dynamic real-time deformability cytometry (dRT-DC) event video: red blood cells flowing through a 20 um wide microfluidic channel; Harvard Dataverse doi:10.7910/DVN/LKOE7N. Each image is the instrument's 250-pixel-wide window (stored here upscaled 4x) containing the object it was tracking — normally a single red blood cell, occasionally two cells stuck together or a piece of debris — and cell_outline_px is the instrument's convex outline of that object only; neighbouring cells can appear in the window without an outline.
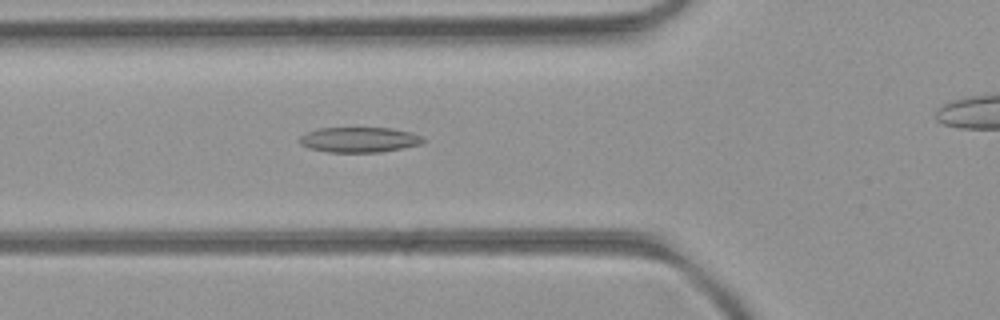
{"species": "common noctule bat (a hibernating species)", "species_latin": "Nyctalus noctula", "temperature_condition": "room temperature", "stored_images_in_passage": 42, "camera_frame_rate_fps": 3000, "um_per_image_px": 0.085, "animal": {"sex": "female", "body_mass_g": 21.9}, "frame": {"image": 1, "passage_image": 19, "time_ms": 6.0, "image_size_px": [1000, 320], "cell_outline_px": [[428, 140], [420, 144], [404, 148], [380, 152], [328, 152], [308, 148], [300, 144], [300, 136], [308, 132], [320, 128], [392, 128], [412, 132], [424, 136]], "centroid_in_image_um": [30.6, 11.87], "position_along_channel_um": 95.2, "area_um2": 18.32}}
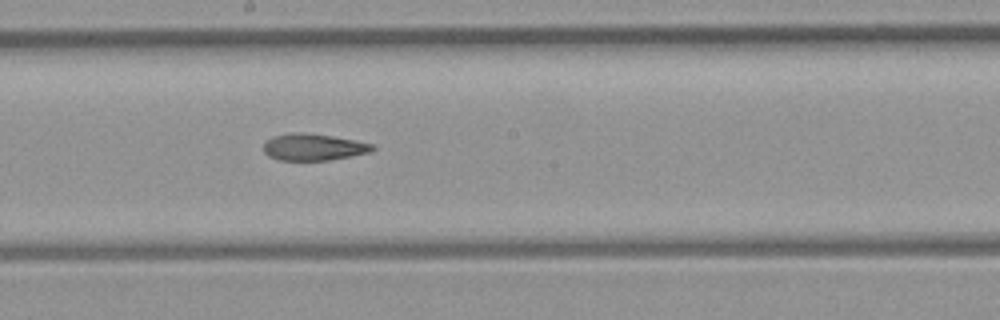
{"frame": {"image": 2, "passage_image": 28, "time_ms": 9.0, "image_size_px": [1000, 320], "cell_outline_px": [[376, 148], [372, 152], [352, 156], [328, 160], [276, 160], [268, 156], [264, 152], [264, 144], [272, 136], [288, 132], [300, 132], [332, 136], [356, 140], [372, 144]], "centroid_in_image_um": [26.64, 12.5], "position_along_channel_um": 221.6, "area_um2": 17.11}}
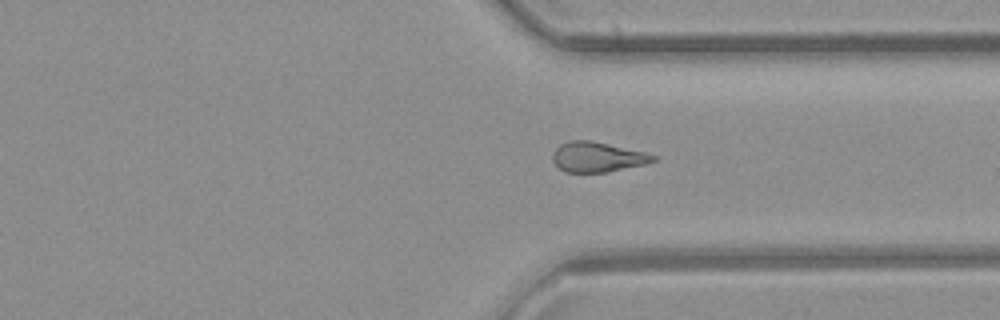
{"frame": {"image": 3, "passage_image": 38, "time_ms": 12.333, "image_size_px": [1000, 320], "cell_outline_px": [[656, 160], [644, 164], [608, 172], [564, 172], [552, 160], [552, 152], [560, 144], [568, 140], [592, 140], [644, 152], [656, 156]], "centroid_in_image_um": [50.74, 13.33], "position_along_channel_um": 360.7, "area_um2": 17.57}}